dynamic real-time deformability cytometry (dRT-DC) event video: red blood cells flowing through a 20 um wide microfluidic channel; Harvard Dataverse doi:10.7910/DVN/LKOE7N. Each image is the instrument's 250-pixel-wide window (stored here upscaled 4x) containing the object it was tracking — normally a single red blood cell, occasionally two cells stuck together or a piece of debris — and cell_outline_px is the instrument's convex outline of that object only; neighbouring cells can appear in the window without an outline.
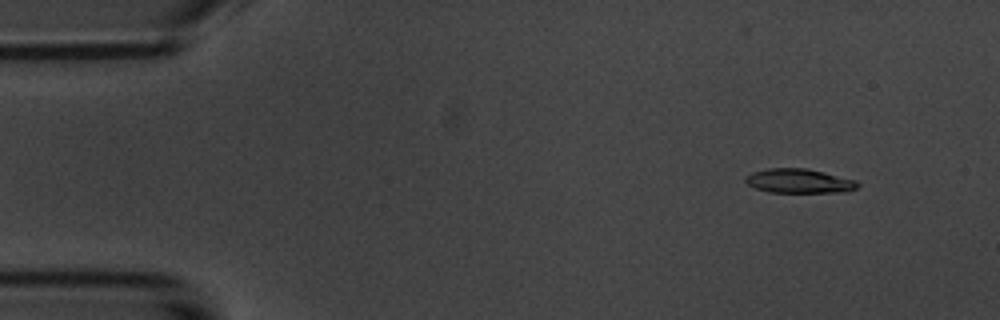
{"species": "common noctule bat (a hibernating species)", "species_latin": "Nyctalus noctula", "temperature_condition": "room temperature", "stored_images_in_passage": 6, "camera_frame_rate_fps": 3000, "um_per_image_px": 0.085, "animal": {"sex": "male", "body_mass_g": 20.1, "forearm_length_mm": 53.5}, "frame": {"image": 1, "passage_image": 2, "time_ms": 1.0, "image_size_px": [1000, 320], "cell_outline_px": [[860, 184], [856, 188], [848, 192], [768, 192], [756, 188], [748, 184], [744, 180], [744, 176], [752, 172], [768, 168], [804, 168], [824, 172], [856, 180]], "centroid_in_image_um": [67.91, 15.38], "position_along_channel_um": 17.1, "area_um2": 15.9}}
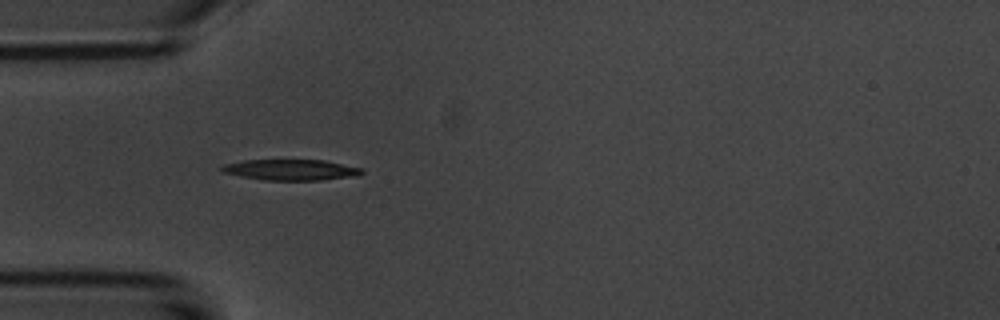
{"frame": {"image": 2, "passage_image": 5, "time_ms": 4.667, "image_size_px": [1000, 320], "cell_outline_px": [[364, 172], [356, 176], [320, 180], [264, 180], [240, 176], [220, 172], [220, 164], [244, 160], [324, 160], [364, 168]], "centroid_in_image_um": [24.69, 14.43], "position_along_channel_um": 60.3, "area_um2": 17.22}}